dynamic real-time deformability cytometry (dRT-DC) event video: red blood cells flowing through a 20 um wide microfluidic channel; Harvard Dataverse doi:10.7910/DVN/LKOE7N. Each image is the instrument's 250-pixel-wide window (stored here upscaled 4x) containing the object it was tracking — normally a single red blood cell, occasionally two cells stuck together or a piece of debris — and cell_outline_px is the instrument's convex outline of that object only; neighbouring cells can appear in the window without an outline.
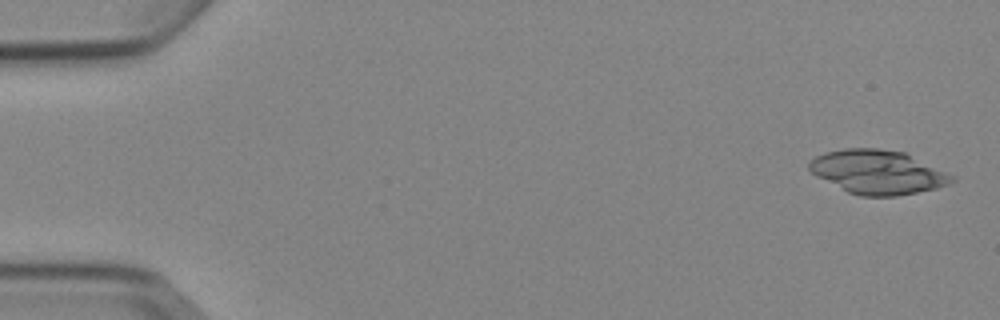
{"species": "Egyptian fruit bat (a non-hibernating species)", "species_latin": "Rousettus aegyptiacus", "temperature_condition": "cold", "stored_images_in_passage": 6, "camera_frame_rate_fps": 3000, "um_per_image_px": 0.085, "animal": {"sex": "female"}, "frame": {"image": 1, "passage_image": 1, "time_ms": 0.0, "image_size_px": [1000, 320], "cell_outline_px": [[956, 180], [948, 184], [936, 188], [896, 196], [860, 196], [848, 192], [816, 176], [808, 168], [808, 164], [816, 156], [824, 152], [844, 148], [880, 148], [904, 152], [956, 176]], "centroid_in_image_um": [74.62, 14.62], "position_along_channel_um": 10.4, "area_um2": 36.47}}